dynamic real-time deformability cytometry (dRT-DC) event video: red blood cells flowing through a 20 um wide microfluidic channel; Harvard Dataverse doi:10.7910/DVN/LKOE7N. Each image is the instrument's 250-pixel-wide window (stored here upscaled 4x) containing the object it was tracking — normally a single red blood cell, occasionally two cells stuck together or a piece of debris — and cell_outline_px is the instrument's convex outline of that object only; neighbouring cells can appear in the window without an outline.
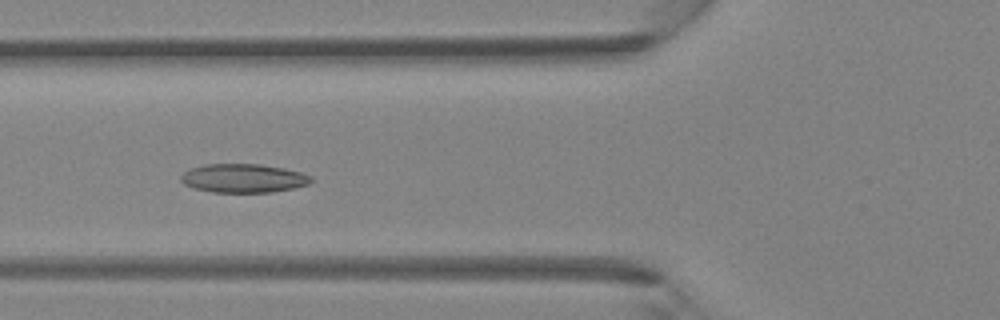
{"species": "Egyptian fruit bat (a non-hibernating species)", "species_latin": "Rousettus aegyptiacus", "temperature_condition": "room temperature", "stored_images_in_passage": 44, "camera_frame_rate_fps": 3000, "um_per_image_px": 0.085, "animal": {"sex": "female"}, "frame": {"image": 1, "passage_image": 17, "time_ms": 5.333, "image_size_px": [1000, 320], "cell_outline_px": [[312, 180], [308, 184], [292, 188], [272, 192], [212, 192], [192, 188], [184, 184], [180, 180], [180, 176], [184, 172], [192, 168], [204, 164], [260, 164], [284, 168], [300, 172], [312, 176]], "centroid_in_image_um": [20.66, 15.15], "position_along_channel_um": 105.1, "area_um2": 21.79}}
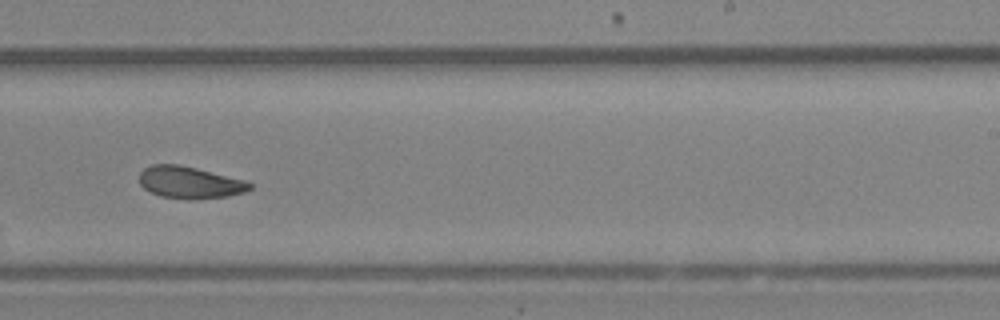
{"frame": {"image": 2, "passage_image": 28, "time_ms": 9.0, "image_size_px": [1000, 320], "cell_outline_px": [[252, 188], [244, 192], [228, 196], [188, 200], [160, 196], [144, 188], [140, 184], [140, 172], [144, 168], [152, 164], [180, 164], [248, 180], [252, 184]], "centroid_in_image_um": [16.16, 15.5], "position_along_channel_um": 272.8, "area_um2": 20.81}}
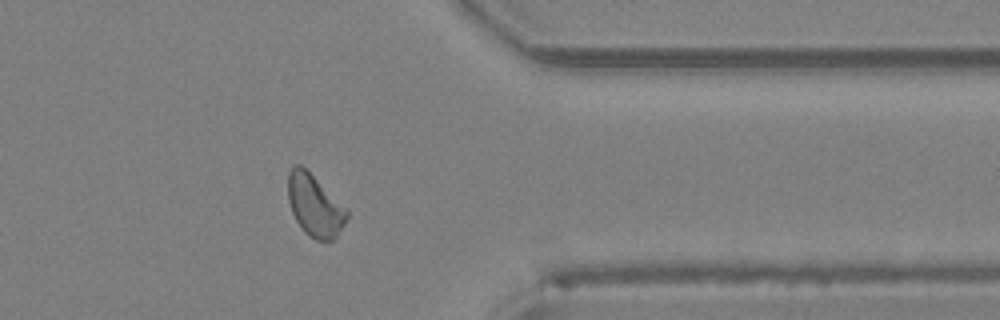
{"frame": {"image": 3, "passage_image": 36, "time_ms": 11.667, "image_size_px": [1000, 320], "cell_outline_px": [[348, 216], [344, 224], [336, 236], [332, 240], [316, 240], [308, 236], [304, 232], [296, 220], [292, 212], [288, 200], [288, 172], [292, 164], [300, 164], [348, 208]], "centroid_in_image_um": [26.74, 17.46], "position_along_channel_um": 384.7, "area_um2": 21.21}}